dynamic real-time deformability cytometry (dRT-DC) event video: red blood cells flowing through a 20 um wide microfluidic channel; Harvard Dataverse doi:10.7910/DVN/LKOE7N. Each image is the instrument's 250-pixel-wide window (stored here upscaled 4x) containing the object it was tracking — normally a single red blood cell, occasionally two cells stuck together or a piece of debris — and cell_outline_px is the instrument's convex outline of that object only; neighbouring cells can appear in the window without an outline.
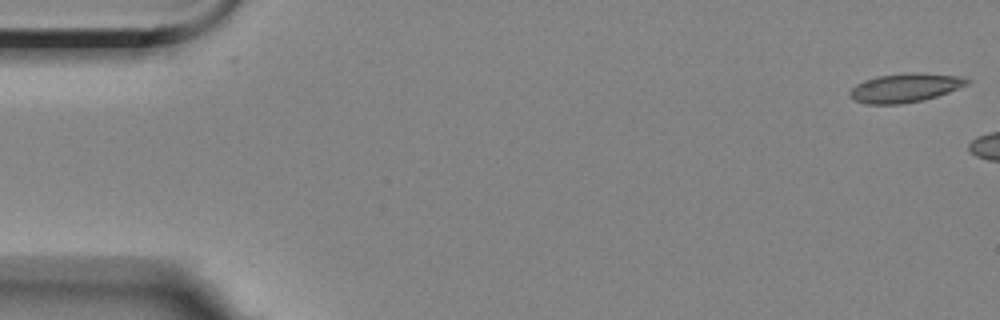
{"species": "Egyptian fruit bat (a non-hibernating species)", "species_latin": "Rousettus aegyptiacus", "temperature_condition": "room temperature", "stored_images_in_passage": 4, "segment_of_instrument_passage": [2, 2], "camera_frame_rate_fps": 3000, "um_per_image_px": 0.085, "animal": {"sex": "female"}, "frame": {"image": 1, "passage_image": 4, "time_ms": 4.667, "image_size_px": [1000, 320], "cell_outline_px": [[972, 80], [968, 84], [948, 92], [924, 100], [900, 104], [864, 104], [848, 96], [848, 92], [856, 84], [864, 80], [876, 76], [916, 72], [960, 76]], "centroid_in_image_um": [76.91, 7.46], "position_along_channel_um": 8.1, "area_um2": 19.77}}